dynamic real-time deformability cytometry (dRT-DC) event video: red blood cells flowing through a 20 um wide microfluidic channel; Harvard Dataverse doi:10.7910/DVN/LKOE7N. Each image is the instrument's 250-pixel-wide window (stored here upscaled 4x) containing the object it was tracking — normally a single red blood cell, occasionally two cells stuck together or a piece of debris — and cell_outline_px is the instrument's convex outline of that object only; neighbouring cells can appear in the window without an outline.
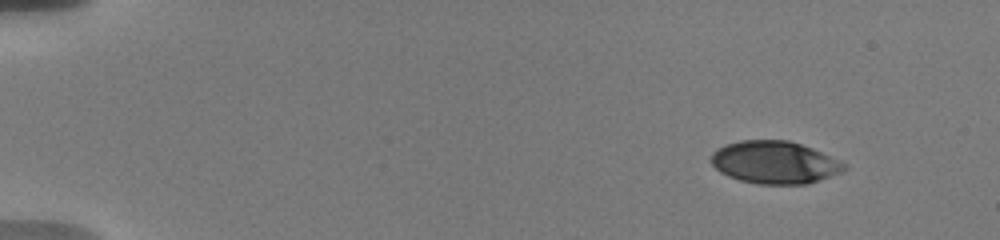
{"species": "human", "species_latin": "Homo sapiens", "temperature_condition": "warm", "stored_images_in_passage": 51, "camera_frame_rate_fps": 3000, "um_per_image_px": 0.085, "donor": {"sex": "male"}, "frame": {"image": 1, "passage_image": 1, "time_ms": 0.0, "image_size_px": [1000, 240], "cell_outline_px": [[848, 168], [844, 172], [808, 184], [756, 184], [740, 180], [728, 176], [720, 172], [712, 164], [712, 152], [716, 148], [724, 144], [740, 140], [788, 140], [812, 148], [848, 164]], "centroid_in_image_um": [65.87, 13.81], "position_along_channel_um": 19.1, "area_um2": 33.29}}
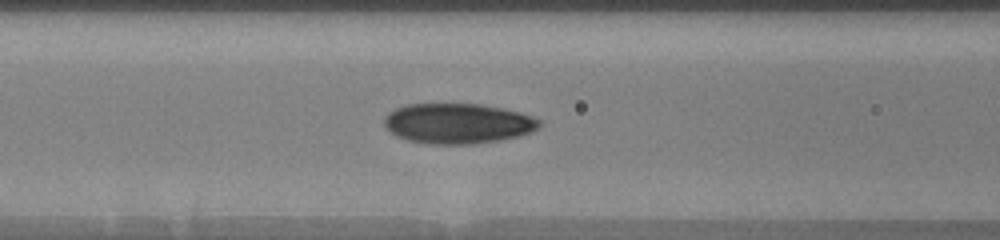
{"frame": {"image": 2, "passage_image": 20, "time_ms": 6.333, "image_size_px": [1000, 240], "cell_outline_px": [[544, 124], [540, 128], [520, 136], [500, 140], [472, 144], [428, 144], [408, 140], [396, 136], [388, 132], [384, 128], [384, 116], [388, 112], [396, 108], [408, 104], [480, 104], [504, 108], [520, 112], [532, 116], [540, 120]], "centroid_in_image_um": [38.92, 10.5], "position_along_channel_um": 127.7, "area_um2": 36.88}}
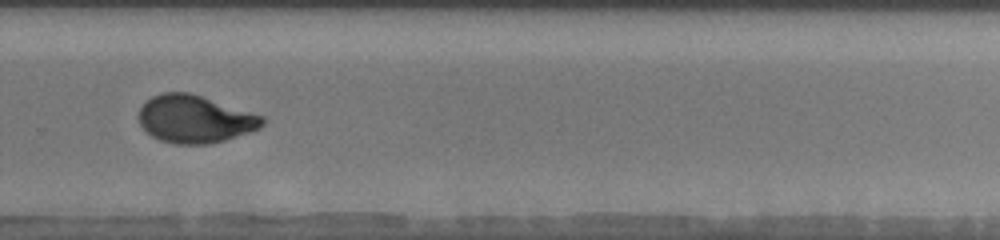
{"frame": {"image": 3, "passage_image": 35, "time_ms": 11.333, "image_size_px": [1000, 240], "cell_outline_px": [[268, 120], [260, 128], [224, 140], [208, 144], [176, 144], [160, 140], [152, 136], [140, 124], [136, 116], [140, 108], [152, 96], [164, 92], [188, 92], [264, 116]], "centroid_in_image_um": [16.56, 10.12], "position_along_channel_um": 313.2, "area_um2": 34.16}, "authors_computed_cell_mechanics": {"area_um2": 34.3332, "velocity_mm_per_s": 3.7169, "shape_relaxation_time_tau1_ms": 5.3035, "shape_relaxation_time_tau2_ms": 0.9568, "deformation_change_tau1": 0.1865, "deformation_change_tau2": 0.0554}}